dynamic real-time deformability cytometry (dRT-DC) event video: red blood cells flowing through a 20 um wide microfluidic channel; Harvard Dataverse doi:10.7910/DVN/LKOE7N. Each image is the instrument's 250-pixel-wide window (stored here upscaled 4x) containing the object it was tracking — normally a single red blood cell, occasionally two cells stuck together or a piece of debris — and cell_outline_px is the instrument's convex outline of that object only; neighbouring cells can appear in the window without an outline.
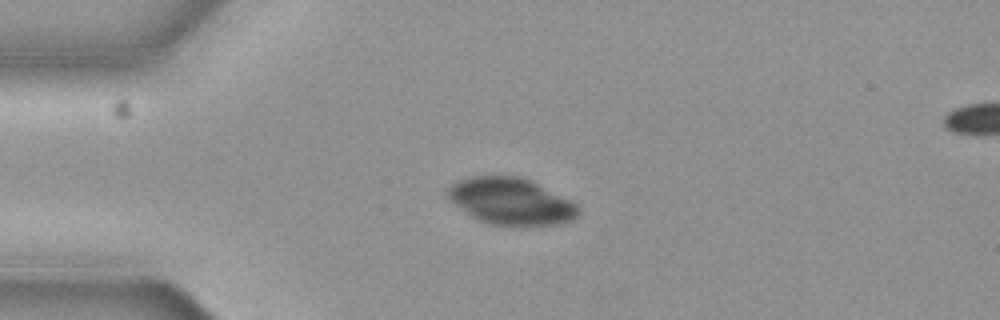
{"species": "common noctule bat (a hibernating species)", "species_latin": "Nyctalus noctula", "temperature_condition": "cold", "stored_images_in_passage": 6, "segment_of_instrument_passage": [1, 2], "camera_frame_rate_fps": 3000, "um_per_image_px": 0.085, "animal": {"sex": "female", "body_mass_g": 19.3, "forearm_length_mm": 54.1}, "frame": {"image": 1, "passage_image": 4, "time_ms": 1.0, "image_size_px": [1000, 320], "cell_outline_px": [[580, 212], [572, 220], [556, 224], [528, 228], [512, 228], [488, 224], [472, 216], [456, 204], [448, 196], [448, 188], [452, 184], [460, 180], [472, 176], [520, 176], [532, 180], [572, 200], [580, 208]], "centroid_in_image_um": [43.51, 17.15], "position_along_channel_um": 41.5, "area_um2": 36.18}}